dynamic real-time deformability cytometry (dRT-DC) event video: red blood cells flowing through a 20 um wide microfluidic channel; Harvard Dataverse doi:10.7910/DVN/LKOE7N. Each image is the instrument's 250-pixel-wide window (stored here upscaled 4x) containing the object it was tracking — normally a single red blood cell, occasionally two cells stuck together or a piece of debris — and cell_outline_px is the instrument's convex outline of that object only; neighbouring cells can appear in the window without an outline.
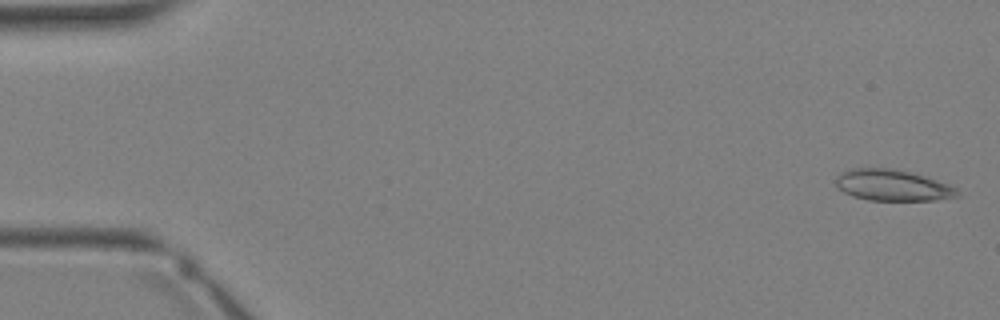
{"species": "Egyptian fruit bat (a non-hibernating species)", "species_latin": "Rousettus aegyptiacus", "temperature_condition": "warm", "stored_images_in_passage": 13, "camera_frame_rate_fps": 3000, "um_per_image_px": 0.085, "animal": {"sex": "female"}, "frame": {"image": 1, "passage_image": 1, "time_ms": 0.0, "image_size_px": [1000, 320], "cell_outline_px": [[960, 196], [936, 200], [868, 200], [852, 196], [844, 192], [836, 184], [836, 176], [840, 172], [852, 168], [892, 168], [924, 176], [948, 184], [956, 188]], "centroid_in_image_um": [75.84, 15.75], "position_along_channel_um": 9.2, "area_um2": 21.96}}
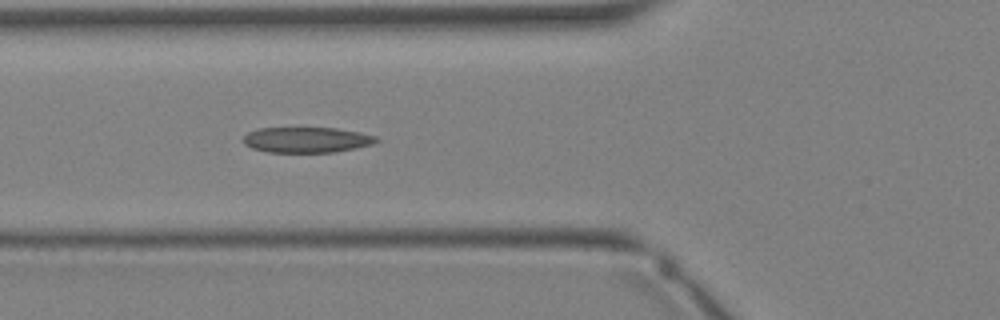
{"frame": {"image": 2, "passage_image": 13, "time_ms": 4.0, "image_size_px": [1000, 320], "cell_outline_px": [[380, 140], [372, 144], [356, 148], [336, 152], [268, 152], [252, 148], [244, 144], [244, 136], [248, 132], [260, 128], [336, 128], [360, 132], [376, 136]], "centroid_in_image_um": [26.09, 11.88], "position_along_channel_um": 99.7, "area_um2": 19.77}}